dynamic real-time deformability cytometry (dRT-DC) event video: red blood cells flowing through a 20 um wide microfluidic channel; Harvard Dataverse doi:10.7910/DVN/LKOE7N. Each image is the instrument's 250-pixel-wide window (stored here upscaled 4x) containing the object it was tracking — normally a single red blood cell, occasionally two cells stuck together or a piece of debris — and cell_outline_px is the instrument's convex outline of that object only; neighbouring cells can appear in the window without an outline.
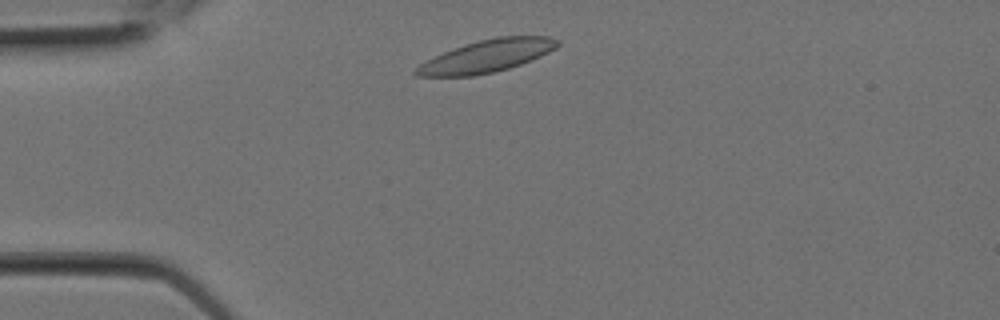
{"species": "Egyptian fruit bat (a non-hibernating species)", "species_latin": "Rousettus aegyptiacus", "temperature_condition": "room temperature", "stored_images_in_passage": 5, "camera_frame_rate_fps": 3000, "um_per_image_px": 0.085, "animal": {"sex": "female"}, "frame": {"image": 1, "passage_image": 1, "time_ms": 0.0, "image_size_px": [1000, 320], "cell_outline_px": [[560, 44], [556, 48], [532, 60], [496, 72], [472, 76], [416, 76], [412, 72], [420, 64], [444, 52], [464, 44], [496, 36], [548, 36], [560, 40]], "centroid_in_image_um": [41.4, 4.76], "position_along_channel_um": 43.6, "area_um2": 26.59}}
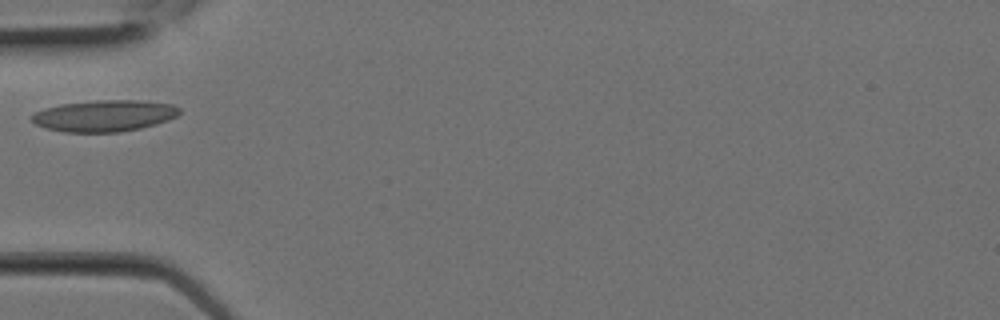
{"frame": {"image": 2, "passage_image": 3, "time_ms": 0.667, "image_size_px": [1000, 320], "cell_outline_px": [[180, 112], [176, 116], [168, 120], [156, 124], [140, 128], [120, 132], [64, 132], [44, 128], [36, 124], [32, 120], [32, 116], [36, 112], [44, 108], [60, 104], [96, 100], [140, 100], [172, 104], [180, 108]], "centroid_in_image_um": [8.87, 9.84], "position_along_channel_um": 76.1, "area_um2": 27.11}}
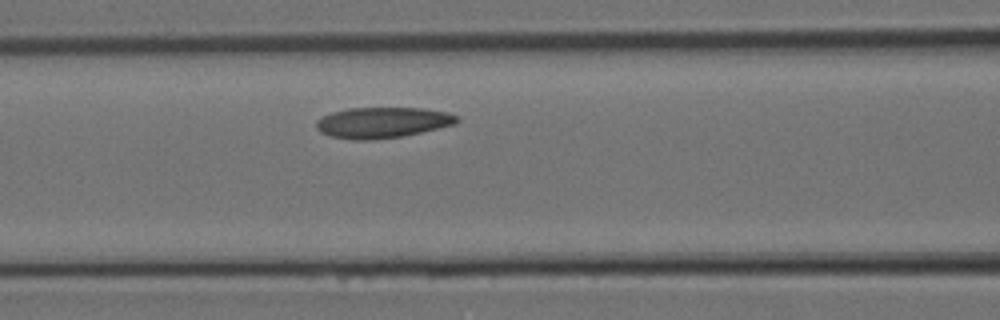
{"frame": {"image": 3, "passage_image": 5, "time_ms": 1.333, "image_size_px": [1000, 320], "cell_outline_px": [[460, 120], [456, 124], [420, 132], [400, 136], [372, 140], [352, 140], [328, 136], [320, 132], [316, 128], [316, 120], [332, 112], [348, 108], [424, 108], [448, 112], [456, 116]], "centroid_in_image_um": [32.48, 10.42], "position_along_channel_um": 134.1, "area_um2": 25.26}}